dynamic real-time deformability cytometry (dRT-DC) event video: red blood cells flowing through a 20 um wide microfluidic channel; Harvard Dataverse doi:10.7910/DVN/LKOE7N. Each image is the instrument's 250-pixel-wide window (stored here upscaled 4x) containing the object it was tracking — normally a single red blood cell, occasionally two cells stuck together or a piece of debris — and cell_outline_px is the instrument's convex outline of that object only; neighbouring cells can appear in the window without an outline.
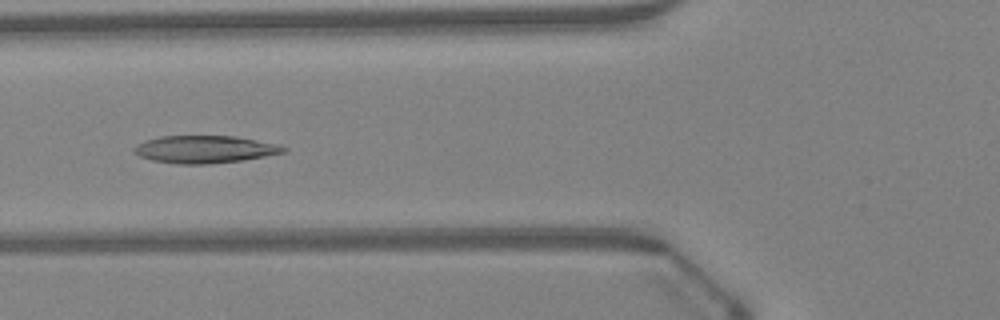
{"species": "Egyptian fruit bat (a non-hibernating species)", "species_latin": "Rousettus aegyptiacus", "temperature_condition": "warm", "stored_images_in_passage": 47, "camera_frame_rate_fps": 3000, "um_per_image_px": 0.085, "animal": {"sex": "female"}, "frame": {"image": 1, "passage_image": 18, "time_ms": 5.667, "image_size_px": [1000, 320], "cell_outline_px": [[288, 148], [284, 152], [244, 160], [208, 164], [180, 164], [152, 160], [140, 156], [132, 152], [132, 148], [136, 144], [144, 140], [160, 136], [236, 136], [280, 144]], "centroid_in_image_um": [17.39, 12.68], "position_along_channel_um": 108.4, "area_um2": 24.1}}
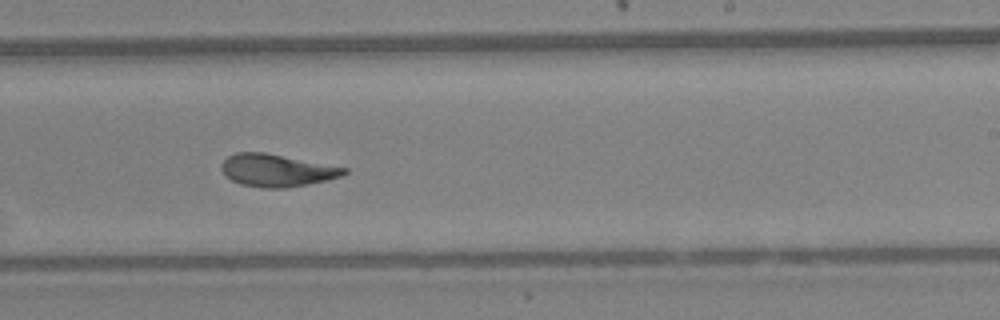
{"frame": {"image": 2, "passage_image": 29, "time_ms": 9.333, "image_size_px": [1000, 320], "cell_outline_px": [[348, 172], [340, 176], [328, 180], [308, 184], [284, 188], [264, 188], [240, 184], [232, 180], [220, 168], [220, 164], [228, 156], [236, 152], [264, 152], [348, 168]], "centroid_in_image_um": [23.52, 14.48], "position_along_channel_um": 265.5, "area_um2": 23.06}}
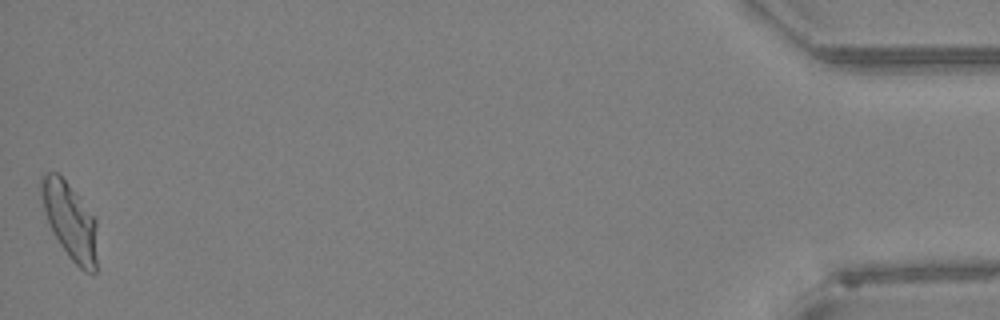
{"frame": {"image": 3, "passage_image": 47, "time_ms": 15.333, "image_size_px": [1000, 320], "cell_outline_px": [[96, 272], [84, 272], [68, 256], [52, 232], [44, 208], [40, 192], [40, 180], [48, 172], [56, 172], [68, 184], [96, 220]], "centroid_in_image_um": [5.94, 18.81], "position_along_channel_um": 429.3, "area_um2": 24.39}, "authors_computed_cell_mechanics": {"area_um2": 23.987, "velocity_mm_per_s": 4.3004, "shape_relaxation_time_tau1_ms": 9.855, "shape_relaxation_time_tau2_ms": 2.1588, "deformation_change_tau1": 0.2758, "deformation_change_tau2": 0.0953}}